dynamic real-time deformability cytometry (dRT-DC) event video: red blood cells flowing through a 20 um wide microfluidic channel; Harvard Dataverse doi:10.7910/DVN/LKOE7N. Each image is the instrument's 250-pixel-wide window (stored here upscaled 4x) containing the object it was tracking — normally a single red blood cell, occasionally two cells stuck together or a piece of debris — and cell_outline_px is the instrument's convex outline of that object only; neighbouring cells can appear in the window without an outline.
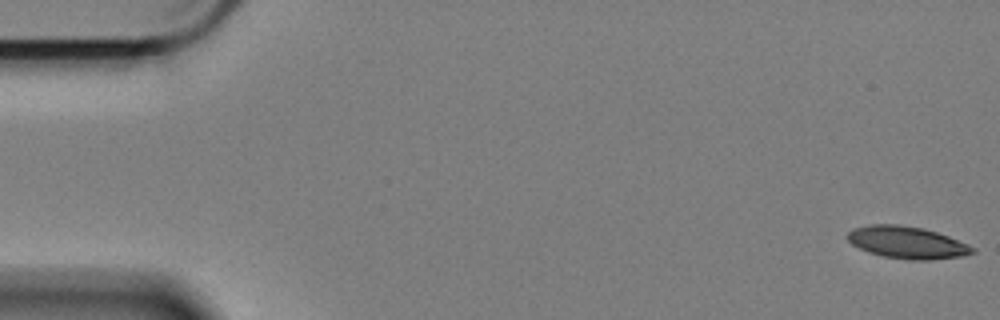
{"species": "Egyptian fruit bat (a non-hibernating species)", "species_latin": "Rousettus aegyptiacus", "temperature_condition": "cold", "stored_images_in_passage": 59, "camera_frame_rate_fps": 3000, "um_per_image_px": 0.085, "animal": {"sex": "female"}, "frame": {"image": 1, "passage_image": 1, "time_ms": 0.0, "image_size_px": [1000, 320], "cell_outline_px": [[976, 252], [964, 256], [928, 260], [912, 260], [884, 256], [868, 252], [852, 244], [848, 240], [848, 232], [852, 228], [872, 224], [900, 224], [924, 228], [948, 236], [968, 244], [976, 248]], "centroid_in_image_um": [77.13, 20.6], "position_along_channel_um": 7.9, "area_um2": 23.47}}
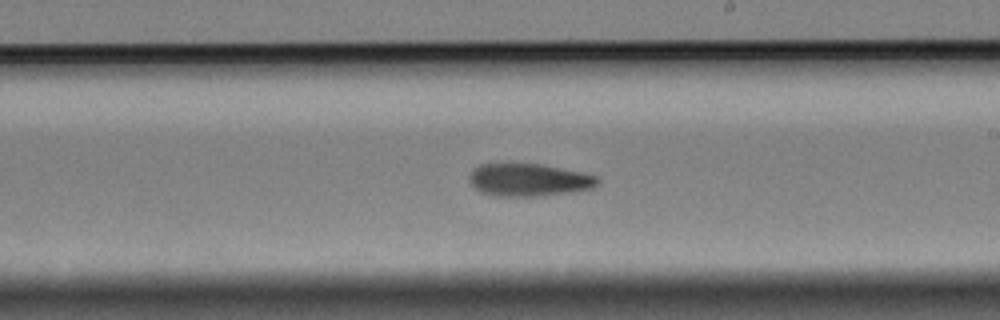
{"frame": {"image": 2, "passage_image": 34, "time_ms": 11.0, "image_size_px": [1000, 320], "cell_outline_px": [[600, 184], [592, 188], [540, 196], [496, 196], [480, 192], [468, 180], [468, 176], [480, 164], [540, 164], [580, 172], [596, 176], [600, 180]], "centroid_in_image_um": [44.94, 15.3], "position_along_channel_um": 244.1, "area_um2": 24.1}}
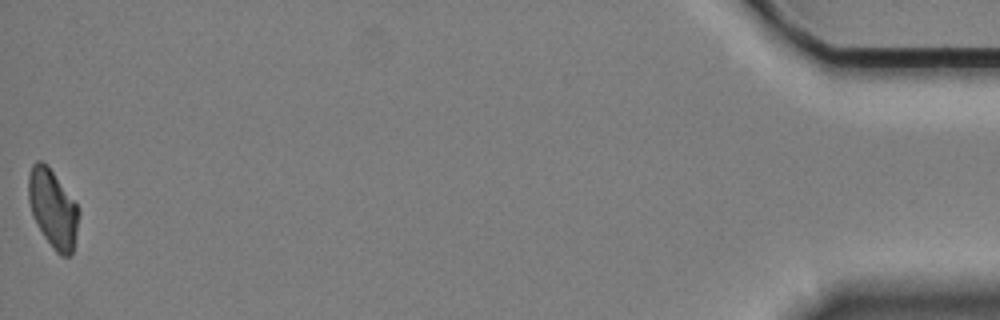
{"frame": {"image": 3, "passage_image": 59, "time_ms": 19.333, "image_size_px": [1000, 320], "cell_outline_px": [[80, 212], [72, 252], [68, 256], [60, 256], [56, 252], [44, 236], [32, 212], [28, 200], [28, 176], [32, 164], [36, 160], [40, 160], [48, 164], [80, 208]], "centroid_in_image_um": [4.5, 17.67], "position_along_channel_um": 430.7, "area_um2": 22.83}, "authors_computed_cell_mechanics": {"area_um2": 24.2182, "velocity_mm_per_s": 3.3807, "shape_relaxation_time_tau1_ms": 5.0323, "shape_relaxation_time_tau2_ms": null, "deformation_change_tau1": 0.1296, "deformation_change_tau2": null}}